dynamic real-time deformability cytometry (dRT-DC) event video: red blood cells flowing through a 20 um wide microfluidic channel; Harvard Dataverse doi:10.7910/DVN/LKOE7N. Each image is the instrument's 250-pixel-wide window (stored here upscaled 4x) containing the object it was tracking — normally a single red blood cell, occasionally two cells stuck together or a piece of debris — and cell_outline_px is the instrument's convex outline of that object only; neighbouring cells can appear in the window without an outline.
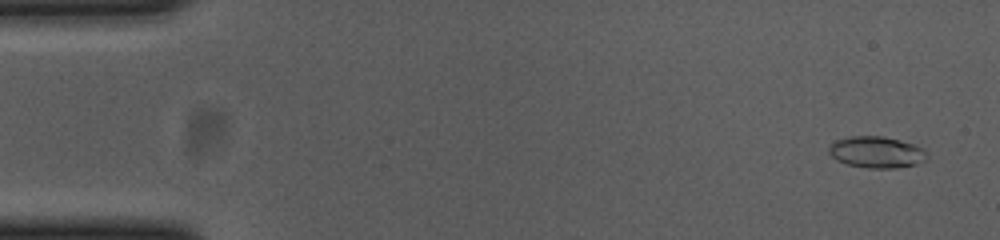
{"species": "common noctule bat (a hibernating species)", "species_latin": "Nyctalus noctula", "temperature_condition": "cold", "stored_images_in_passage": 55, "camera_frame_rate_fps": 3000, "um_per_image_px": 0.085, "animal": {"sex": "female", "body_mass_g": 23.0, "forearm_length_mm": 53.4}, "frame": {"image": 1, "passage_image": 3, "time_ms": 0.667, "image_size_px": [1000, 240], "cell_outline_px": [[928, 156], [924, 160], [916, 164], [896, 168], [868, 168], [848, 164], [836, 160], [828, 152], [828, 148], [836, 140], [848, 136], [884, 136], [916, 144], [924, 148]], "centroid_in_image_um": [74.52, 12.92], "position_along_channel_um": 10.5, "area_um2": 18.09}}
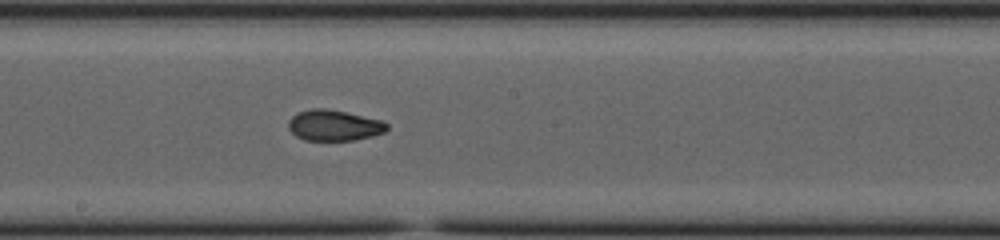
{"frame": {"image": 2, "passage_image": 30, "time_ms": 9.667, "image_size_px": [1000, 240], "cell_outline_px": [[388, 128], [384, 132], [372, 136], [356, 140], [304, 140], [296, 136], [288, 128], [288, 120], [296, 112], [312, 108], [324, 108], [344, 112], [380, 120], [388, 124]], "centroid_in_image_um": [28.35, 10.66], "position_along_channel_um": 219.9, "area_um2": 17.63}}
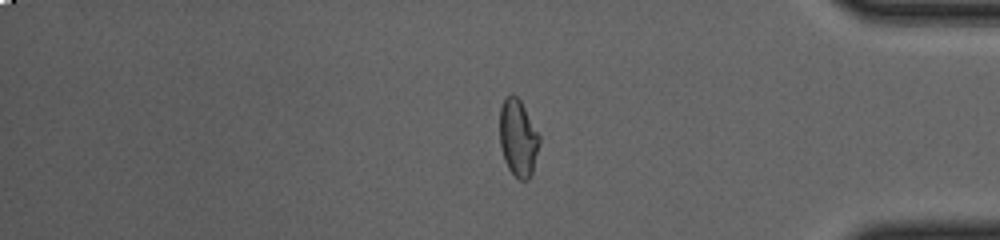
{"frame": {"image": 3, "passage_image": 46, "time_ms": 15.0, "image_size_px": [1000, 240], "cell_outline_px": [[540, 144], [532, 172], [528, 180], [520, 180], [508, 168], [504, 160], [500, 144], [500, 108], [504, 96], [512, 92], [520, 100], [540, 136]], "centroid_in_image_um": [44.03, 11.69], "position_along_channel_um": 391.2, "area_um2": 17.86}, "authors_computed_cell_mechanics": {"area_um2": 17.7446, "velocity_mm_per_s": 3.7018, "shape_relaxation_time_tau1_ms": null, "shape_relaxation_time_tau2_ms": 1.7286, "deformation_change_tau1": null, "deformation_change_tau2": 0.058}}